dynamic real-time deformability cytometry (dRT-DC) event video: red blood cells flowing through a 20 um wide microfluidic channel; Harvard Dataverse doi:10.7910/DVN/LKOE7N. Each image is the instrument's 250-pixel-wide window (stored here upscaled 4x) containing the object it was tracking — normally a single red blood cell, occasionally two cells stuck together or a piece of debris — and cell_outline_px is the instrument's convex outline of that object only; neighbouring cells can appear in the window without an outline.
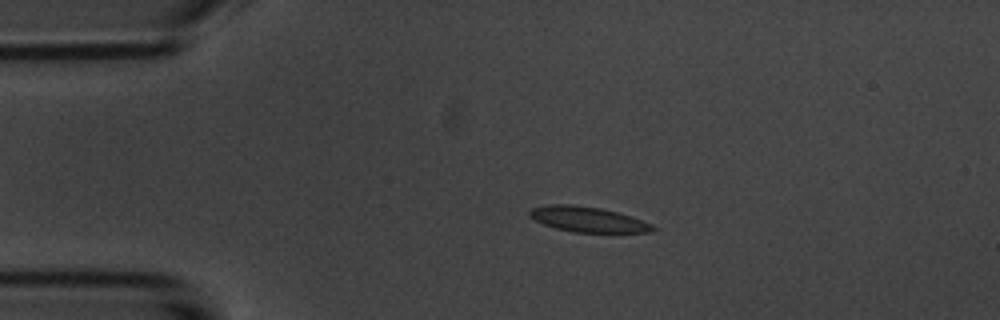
{"species": "common noctule bat (a hibernating species)", "species_latin": "Nyctalus noctula", "temperature_condition": "room temperature", "stored_images_in_passage": 5, "camera_frame_rate_fps": 3000, "um_per_image_px": 0.085, "animal": {"sex": "male", "body_mass_g": 20.1, "forearm_length_mm": 53.5}, "frame": {"image": 1, "passage_image": 3, "time_ms": 3.333, "image_size_px": [1000, 320], "cell_outline_px": [[656, 228], [652, 232], [572, 232], [556, 228], [544, 224], [528, 216], [528, 212], [532, 208], [548, 204], [572, 204], [600, 208], [616, 212], [652, 224]], "centroid_in_image_um": [49.92, 18.64], "position_along_channel_um": 35.1, "area_um2": 17.92}}